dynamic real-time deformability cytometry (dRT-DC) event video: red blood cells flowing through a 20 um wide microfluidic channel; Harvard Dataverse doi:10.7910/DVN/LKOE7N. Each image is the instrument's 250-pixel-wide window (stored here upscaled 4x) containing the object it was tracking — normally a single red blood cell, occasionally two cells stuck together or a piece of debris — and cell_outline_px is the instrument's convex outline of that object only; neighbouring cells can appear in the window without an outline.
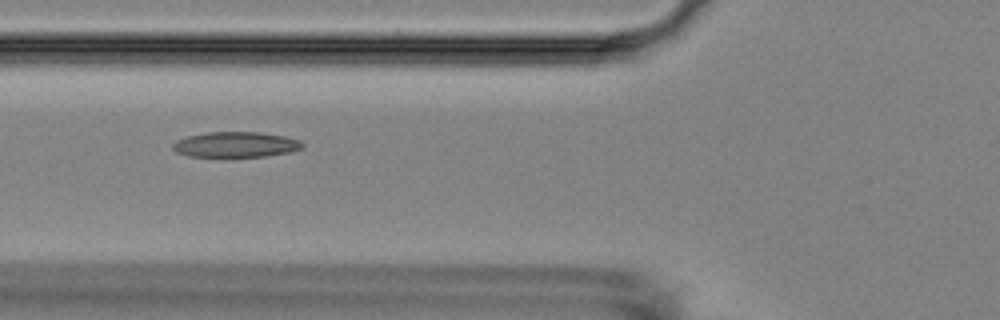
{"species": "Egyptian fruit bat (a non-hibernating species)", "species_latin": "Rousettus aegyptiacus", "temperature_condition": "room temperature", "stored_images_in_passage": 7, "camera_frame_rate_fps": 3000, "um_per_image_px": 0.085, "animal": {"sex": "female"}, "frame": {"image": 1, "passage_image": 6, "time_ms": 5.667, "image_size_px": [1000, 320], "cell_outline_px": [[304, 148], [288, 152], [264, 156], [188, 156], [176, 152], [172, 148], [172, 144], [176, 140], [188, 136], [208, 132], [260, 132], [284, 136], [300, 140], [304, 144]], "centroid_in_image_um": [20.04, 12.28], "position_along_channel_um": 105.8, "area_um2": 19.07}}